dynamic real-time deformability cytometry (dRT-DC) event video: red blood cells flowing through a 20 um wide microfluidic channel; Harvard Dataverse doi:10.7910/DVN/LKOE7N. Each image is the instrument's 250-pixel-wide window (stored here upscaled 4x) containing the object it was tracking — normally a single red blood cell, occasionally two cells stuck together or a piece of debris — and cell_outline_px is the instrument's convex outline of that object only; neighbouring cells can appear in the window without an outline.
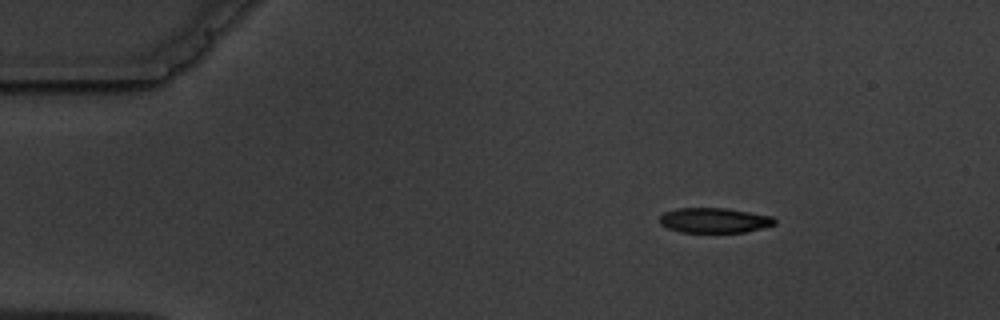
{"species": "common noctule bat (a hibernating species)", "species_latin": "Nyctalus noctula", "temperature_condition": "warm", "stored_images_in_passage": 10, "camera_frame_rate_fps": 3000, "um_per_image_px": 0.085, "animal": {"sex": "male", "body_mass_g": 19.5, "forearm_length_mm": 54.6}, "frame": {"image": 1, "passage_image": 1, "time_ms": 0.0, "image_size_px": [1000, 320], "cell_outline_px": [[776, 224], [764, 228], [744, 232], [680, 232], [668, 228], [660, 224], [660, 216], [664, 212], [676, 208], [724, 208], [772, 216], [776, 220]], "centroid_in_image_um": [60.71, 18.73], "position_along_channel_um": 24.3, "area_um2": 16.76}}
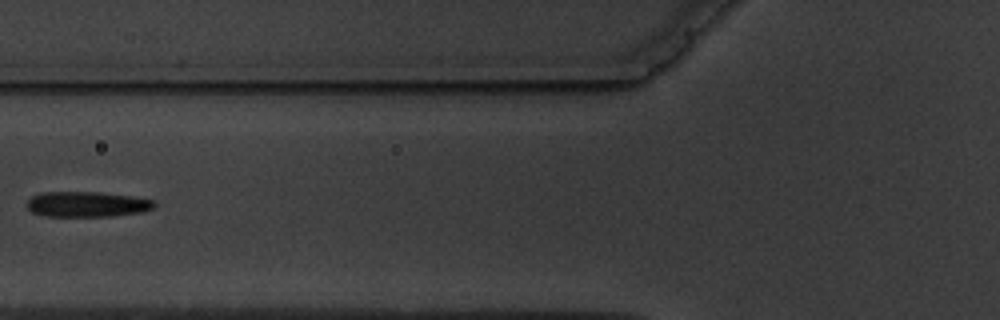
{"frame": {"image": 2, "passage_image": 5, "time_ms": 4.667, "image_size_px": [1000, 320], "cell_outline_px": [[156, 204], [152, 208], [144, 212], [112, 216], [44, 216], [32, 212], [28, 208], [28, 200], [32, 196], [40, 192], [100, 192], [132, 196], [156, 200]], "centroid_in_image_um": [7.43, 17.36], "position_along_channel_um": 118.4, "area_um2": 18.96}}
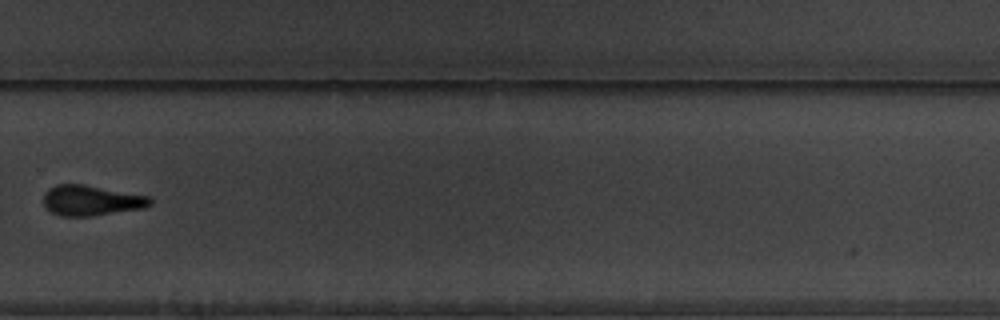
{"frame": {"image": 3, "passage_image": 10, "time_ms": 10.333, "image_size_px": [1000, 320], "cell_outline_px": [[152, 204], [144, 208], [92, 216], [60, 216], [52, 212], [44, 204], [44, 192], [48, 188], [56, 184], [84, 184], [148, 196], [152, 200]], "centroid_in_image_um": [7.74, 17.03], "position_along_channel_um": 322.1, "area_um2": 18.84}}